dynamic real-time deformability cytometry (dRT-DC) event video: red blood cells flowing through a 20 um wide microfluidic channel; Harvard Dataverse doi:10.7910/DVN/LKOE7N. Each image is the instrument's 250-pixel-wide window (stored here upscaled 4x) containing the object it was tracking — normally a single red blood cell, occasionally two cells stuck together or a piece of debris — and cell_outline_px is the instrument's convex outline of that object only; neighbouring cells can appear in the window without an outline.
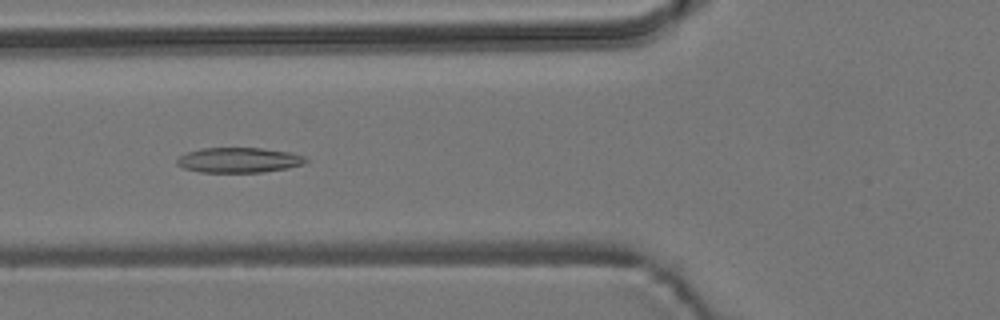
{"species": "common noctule bat (a hibernating species)", "species_latin": "Nyctalus noctula", "temperature_condition": "room temperature", "stored_images_in_passage": 51, "camera_frame_rate_fps": 3000, "um_per_image_px": 0.085, "animal": {"sex": "male", "body_mass_g": 19.2, "forearm_length_mm": 51.8}, "frame": {"image": 1, "passage_image": 17, "time_ms": 5.333, "image_size_px": [1000, 320], "cell_outline_px": [[308, 160], [304, 164], [288, 168], [264, 172], [200, 172], [184, 168], [176, 164], [176, 160], [180, 156], [188, 152], [200, 148], [260, 148], [288, 152], [304, 156]], "centroid_in_image_um": [20.3, 13.61], "position_along_channel_um": 105.5, "area_um2": 18.79}}
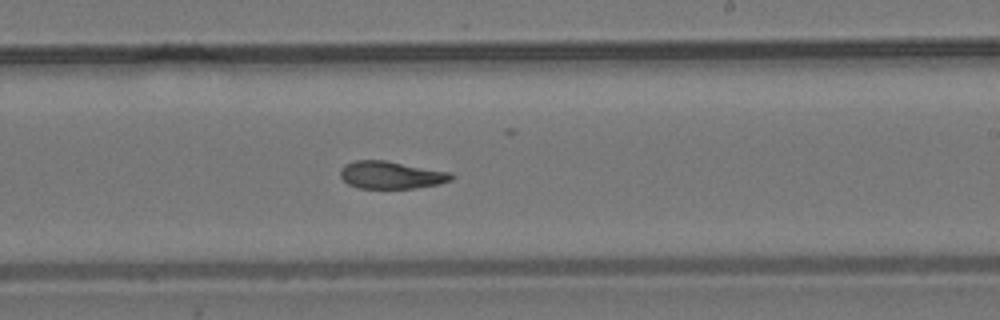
{"frame": {"image": 2, "passage_image": 29, "time_ms": 9.333, "image_size_px": [1000, 320], "cell_outline_px": [[456, 176], [452, 180], [440, 184], [412, 188], [356, 188], [348, 184], [340, 176], [340, 168], [344, 164], [356, 160], [388, 160], [452, 172]], "centroid_in_image_um": [33.27, 14.86], "position_along_channel_um": 255.7, "area_um2": 18.15}}
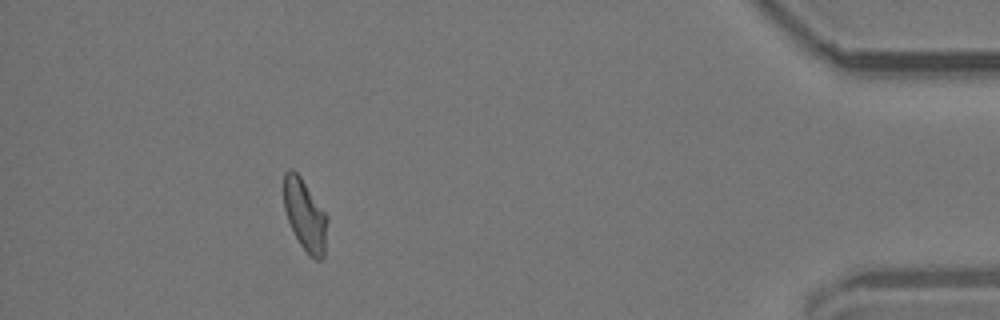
{"frame": {"image": 3, "passage_image": 46, "time_ms": 15.0, "image_size_px": [1000, 320], "cell_outline_px": [[328, 220], [324, 256], [320, 260], [316, 260], [308, 256], [300, 244], [288, 220], [284, 208], [284, 172], [288, 168], [292, 168], [300, 176], [328, 216]], "centroid_in_image_um": [25.93, 18.3], "position_along_channel_um": 409.3, "area_um2": 18.15}, "authors_computed_cell_mechanics": {"area_um2": 18.6694, "velocity_mm_per_s": 3.7495, "shape_relaxation_time_tau1_ms": null, "shape_relaxation_time_tau2_ms": 5.9923, "deformation_change_tau1": null, "deformation_change_tau2": 0.1023}}